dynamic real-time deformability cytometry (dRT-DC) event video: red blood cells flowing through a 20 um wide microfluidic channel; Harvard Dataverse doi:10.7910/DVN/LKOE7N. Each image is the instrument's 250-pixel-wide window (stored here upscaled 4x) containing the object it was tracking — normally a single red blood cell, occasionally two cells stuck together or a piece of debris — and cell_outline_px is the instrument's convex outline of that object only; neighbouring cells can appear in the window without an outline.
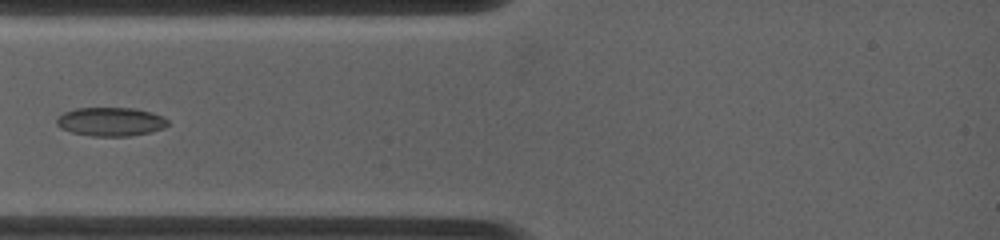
{"species": "common noctule bat (a hibernating species)", "species_latin": "Nyctalus noctula", "temperature_condition": "warm", "stored_images_in_passage": 7, "camera_frame_rate_fps": 4500, "um_per_image_px": 0.085, "animal": {"sex": "female", "body_mass_g": 19.0, "forearm_length_mm": 53.3}, "frame": {"image": 1, "passage_image": 4, "time_ms": 2.222, "image_size_px": [1000, 240], "cell_outline_px": [[168, 124], [164, 128], [152, 132], [128, 136], [92, 136], [72, 132], [60, 128], [56, 124], [56, 116], [64, 112], [76, 108], [136, 108], [152, 112], [164, 116], [168, 120]], "centroid_in_image_um": [9.41, 10.34], "position_along_channel_um": 75.6, "area_um2": 18.84}}
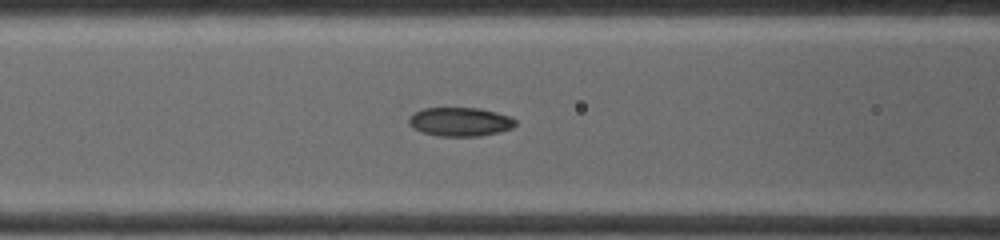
{"frame": {"image": 2, "passage_image": 6, "time_ms": 3.556, "image_size_px": [1000, 240], "cell_outline_px": [[516, 124], [512, 128], [500, 132], [480, 136], [436, 136], [420, 132], [412, 128], [408, 124], [408, 116], [412, 112], [424, 108], [480, 108], [512, 116], [516, 120]], "centroid_in_image_um": [39.07, 10.35], "position_along_channel_um": 127.5, "area_um2": 18.32}}